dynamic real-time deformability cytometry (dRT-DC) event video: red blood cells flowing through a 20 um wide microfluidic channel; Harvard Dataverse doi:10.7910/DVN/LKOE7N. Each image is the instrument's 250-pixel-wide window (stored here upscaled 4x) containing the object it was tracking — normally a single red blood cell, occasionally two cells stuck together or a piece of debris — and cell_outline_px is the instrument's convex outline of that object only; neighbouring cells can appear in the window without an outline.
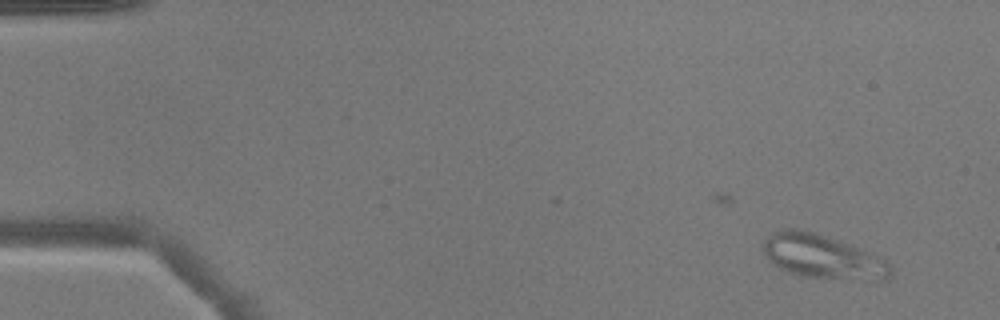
{"species": "common noctule bat (a hibernating species)", "species_latin": "Nyctalus noctula", "temperature_condition": "warm", "stored_images_in_passage": 4, "camera_frame_rate_fps": 3000, "um_per_image_px": 0.085, "animal": {"sex": "male", "body_mass_g": 17.9}, "frame": {"image": 1, "passage_image": 3, "time_ms": 0.667, "image_size_px": [1000, 320], "cell_outline_px": [[892, 272], [888, 280], [876, 280], [808, 276], [788, 272], [780, 268], [768, 260], [760, 248], [764, 240], [772, 232], [780, 228], [800, 228], [840, 240], [860, 248], [884, 260], [888, 264]], "centroid_in_image_um": [69.85, 21.78], "position_along_channel_um": 15.1, "area_um2": 32.43}}